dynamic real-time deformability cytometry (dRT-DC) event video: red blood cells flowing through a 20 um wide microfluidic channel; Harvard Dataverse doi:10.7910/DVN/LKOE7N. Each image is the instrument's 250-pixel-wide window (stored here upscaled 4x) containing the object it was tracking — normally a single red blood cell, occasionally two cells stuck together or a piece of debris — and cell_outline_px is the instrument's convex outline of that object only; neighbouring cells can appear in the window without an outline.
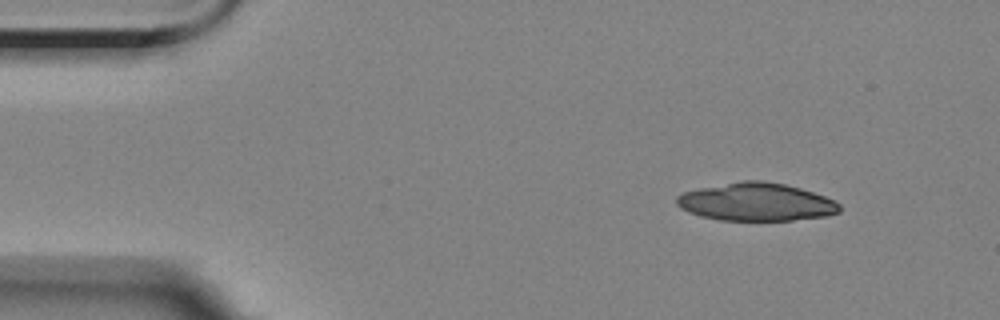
{"species": "Egyptian fruit bat (a non-hibernating species)", "species_latin": "Rousettus aegyptiacus", "temperature_condition": "room temperature", "stored_images_in_passage": 5, "camera_frame_rate_fps": 3000, "um_per_image_px": 0.085, "animal": {"sex": "female"}, "frame": {"image": 1, "passage_image": 1, "time_ms": 0.0, "image_size_px": [1000, 320], "cell_outline_px": [[840, 212], [824, 216], [792, 220], [720, 220], [700, 216], [688, 212], [680, 208], [676, 204], [676, 196], [684, 192], [700, 188], [744, 180], [764, 180], [784, 184], [800, 188], [824, 196], [840, 204]], "centroid_in_image_um": [64.25, 17.17], "position_along_channel_um": 20.7, "area_um2": 35.84}}